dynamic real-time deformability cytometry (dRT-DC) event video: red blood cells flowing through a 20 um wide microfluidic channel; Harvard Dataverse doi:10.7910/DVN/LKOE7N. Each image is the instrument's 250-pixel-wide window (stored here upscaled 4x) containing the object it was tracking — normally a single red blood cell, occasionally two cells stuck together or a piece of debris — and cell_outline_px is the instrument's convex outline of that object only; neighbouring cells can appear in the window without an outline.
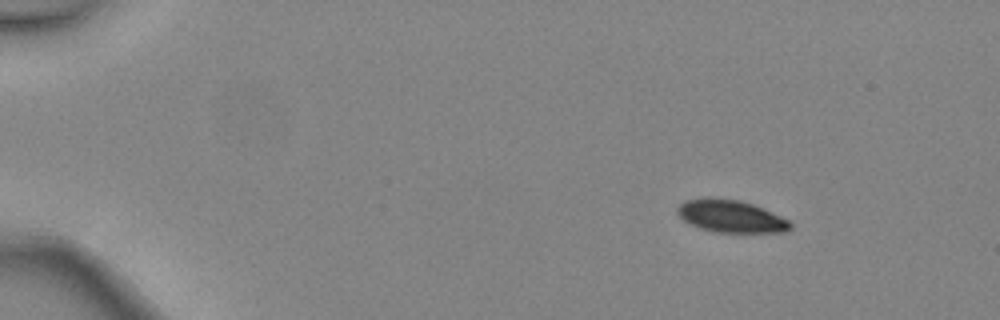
{"species": "common noctule bat (a hibernating species)", "species_latin": "Nyctalus noctula", "temperature_condition": "warm", "stored_images_in_passage": 4, "camera_frame_rate_fps": 3000, "um_per_image_px": 0.085, "animal": {"sex": "female", "body_mass_g": 24.6, "forearm_length_mm": 56.2}, "frame": {"image": 1, "passage_image": 1, "time_ms": 0.0, "image_size_px": [1000, 320], "cell_outline_px": [[792, 228], [784, 232], [716, 232], [700, 228], [688, 224], [676, 212], [676, 208], [684, 200], [704, 196], [740, 200], [764, 208], [788, 220], [792, 224]], "centroid_in_image_um": [62.08, 18.36], "position_along_channel_um": 22.9, "area_um2": 21.56}}
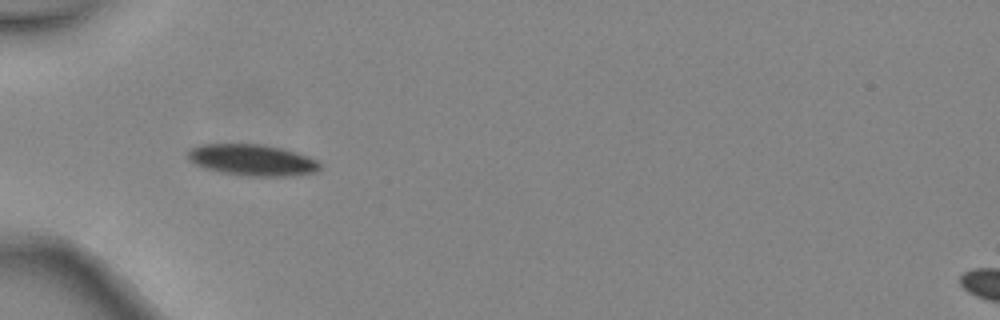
{"frame": {"image": 2, "passage_image": 3, "time_ms": 0.667, "image_size_px": [1000, 320], "cell_outline_px": [[320, 168], [316, 172], [292, 176], [244, 176], [220, 172], [204, 168], [188, 160], [188, 148], [200, 144], [260, 144], [280, 148], [296, 152], [308, 156], [316, 160], [320, 164]], "centroid_in_image_um": [21.41, 13.6], "position_along_channel_um": 63.6, "area_um2": 24.22}}
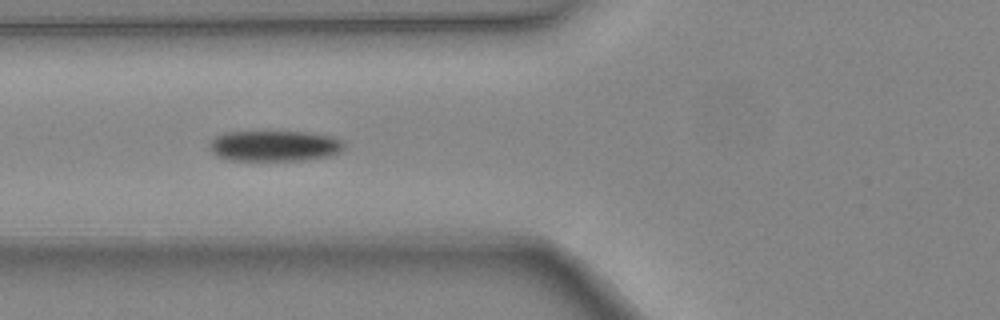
{"frame": {"image": 3, "passage_image": 4, "time_ms": 1.0, "image_size_px": [1000, 320], "cell_outline_px": [[344, 148], [340, 152], [332, 156], [304, 160], [228, 160], [216, 156], [208, 148], [208, 144], [216, 136], [224, 132], [308, 132], [332, 136], [344, 140]], "centroid_in_image_um": [23.35, 12.4], "position_along_channel_um": 102.5, "area_um2": 24.39}}